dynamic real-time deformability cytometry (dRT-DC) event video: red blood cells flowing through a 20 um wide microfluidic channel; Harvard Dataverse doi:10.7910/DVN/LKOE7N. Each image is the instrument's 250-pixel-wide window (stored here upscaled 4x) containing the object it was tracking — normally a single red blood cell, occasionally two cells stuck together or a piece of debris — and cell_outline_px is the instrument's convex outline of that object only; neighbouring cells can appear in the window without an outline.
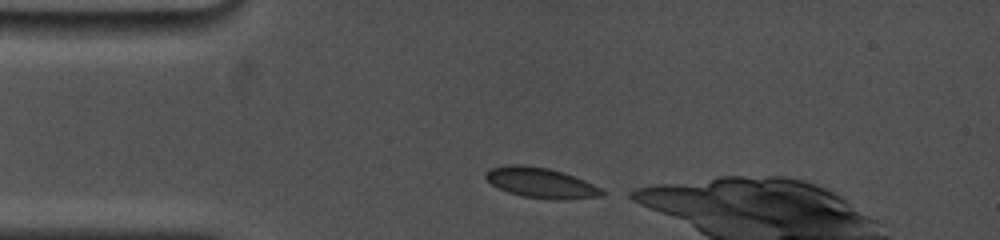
{"species": "common noctule bat (a hibernating species)", "species_latin": "Nyctalus noctula", "temperature_condition": "cold", "stored_images_in_passage": 18, "camera_frame_rate_fps": 5000, "um_per_image_px": 0.085, "animal": {"sex": "female", "body_mass_g": 19.0, "forearm_length_mm": 53.3}, "frame": {"image": 1, "passage_image": 1, "time_ms": 0.0, "image_size_px": [1000, 240], "cell_outline_px": [[604, 196], [568, 200], [552, 200], [524, 196], [508, 192], [492, 184], [484, 176], [484, 172], [488, 168], [504, 164], [524, 164], [548, 168], [564, 172], [584, 180], [600, 188], [604, 192]], "centroid_in_image_um": [45.96, 15.53], "position_along_channel_um": 39.0, "area_um2": 20.81}}
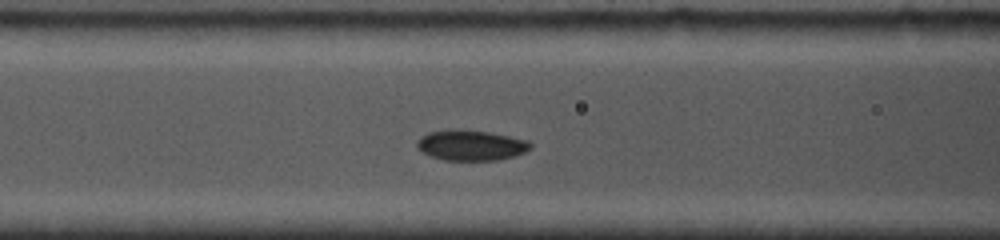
{"frame": {"image": 2, "passage_image": 11, "time_ms": 3.0, "image_size_px": [1000, 240], "cell_outline_px": [[532, 148], [516, 156], [496, 160], [444, 160], [428, 156], [416, 148], [416, 144], [420, 136], [428, 132], [448, 128], [452, 128], [488, 132], [528, 140], [532, 144]], "centroid_in_image_um": [39.99, 12.34], "position_along_channel_um": 126.6, "area_um2": 20.46}}
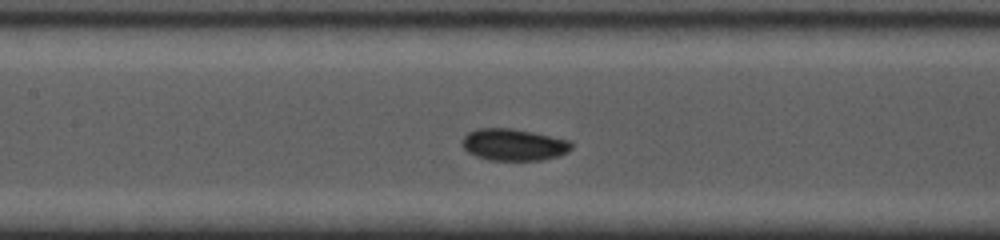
{"frame": {"image": 3, "passage_image": 15, "time_ms": 4.0, "image_size_px": [1000, 240], "cell_outline_px": [[572, 148], [568, 152], [560, 156], [540, 160], [488, 160], [476, 156], [468, 152], [464, 148], [464, 136], [468, 132], [476, 128], [512, 128], [532, 132], [568, 140], [572, 144]], "centroid_in_image_um": [43.67, 12.3], "position_along_channel_um": 163.7, "area_um2": 20.17}}